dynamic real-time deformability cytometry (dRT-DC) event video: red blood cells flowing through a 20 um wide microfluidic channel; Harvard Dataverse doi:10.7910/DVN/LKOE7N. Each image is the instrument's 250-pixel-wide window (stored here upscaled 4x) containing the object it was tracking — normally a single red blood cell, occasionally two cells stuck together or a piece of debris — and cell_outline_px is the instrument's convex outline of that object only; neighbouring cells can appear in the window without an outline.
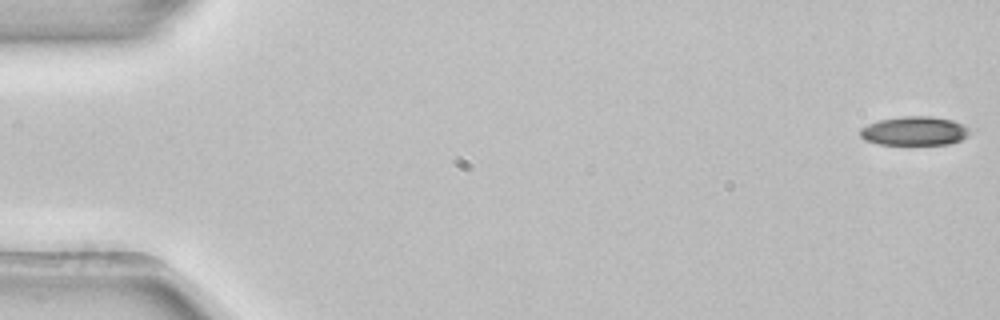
{"species": "common noctule bat (a hibernating species)", "species_latin": "Nyctalus noctula", "temperature_condition": "room temperature", "stored_images_in_passage": 4, "camera_frame_rate_fps": 3000, "um_per_image_px": 0.085, "animal": {"sex": "female", "body_mass_g": 22.7, "forearm_length_mm": 54.2}, "frame": {"image": 1, "passage_image": 1, "time_ms": 0.0, "image_size_px": [1000, 320], "cell_outline_px": [[968, 136], [952, 144], [876, 144], [864, 140], [860, 136], [860, 128], [868, 124], [880, 120], [904, 116], [932, 116], [952, 120], [964, 124], [968, 128]], "centroid_in_image_um": [77.72, 11.13], "position_along_channel_um": 7.3, "area_um2": 18.5}}
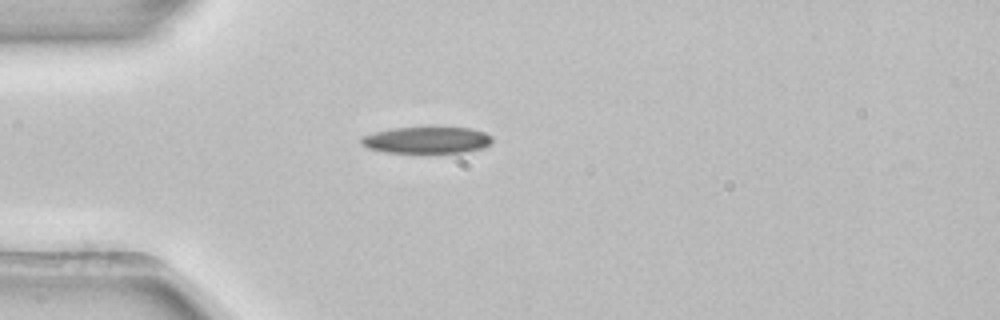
{"frame": {"image": 2, "passage_image": 4, "time_ms": 1.0, "image_size_px": [1000, 320], "cell_outline_px": [[492, 140], [484, 148], [464, 152], [384, 152], [368, 148], [360, 144], [360, 140], [364, 136], [376, 132], [396, 128], [432, 124], [468, 128], [484, 132], [492, 136]], "centroid_in_image_um": [36.3, 11.86], "position_along_channel_um": 48.7, "area_um2": 20.92}}